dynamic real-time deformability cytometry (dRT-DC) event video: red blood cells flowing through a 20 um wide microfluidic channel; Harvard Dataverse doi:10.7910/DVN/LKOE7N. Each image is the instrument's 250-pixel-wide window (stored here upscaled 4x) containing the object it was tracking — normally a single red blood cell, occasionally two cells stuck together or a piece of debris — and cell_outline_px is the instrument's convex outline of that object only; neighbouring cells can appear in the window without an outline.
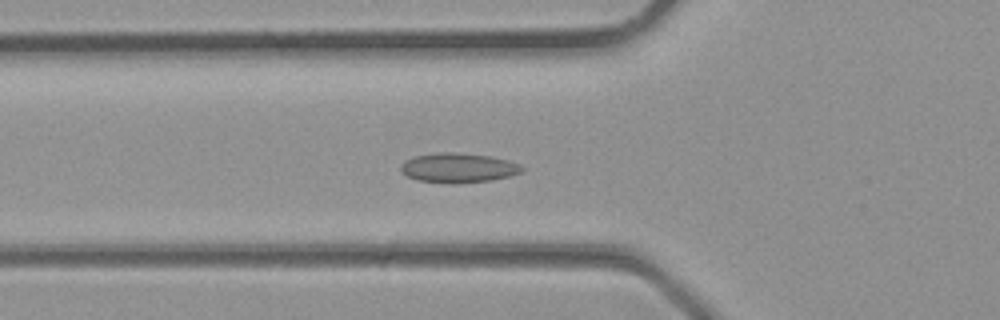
{"species": "common noctule bat (a hibernating species)", "species_latin": "Nyctalus noctula", "temperature_condition": "room temperature", "stored_images_in_passage": 32, "camera_frame_rate_fps": 3000, "um_per_image_px": 0.085, "animal": {"sex": "male", "body_mass_g": 23.1, "forearm_length_mm": 52.7}, "frame": {"image": 1, "passage_image": 9, "time_ms": 2.667, "image_size_px": [1000, 320], "cell_outline_px": [[524, 168], [520, 172], [508, 176], [492, 180], [456, 184], [452, 184], [416, 180], [400, 172], [400, 164], [404, 160], [412, 156], [436, 152], [456, 152], [492, 156], [508, 160], [520, 164]], "centroid_in_image_um": [38.9, 14.26], "position_along_channel_um": 86.9, "area_um2": 21.27}}
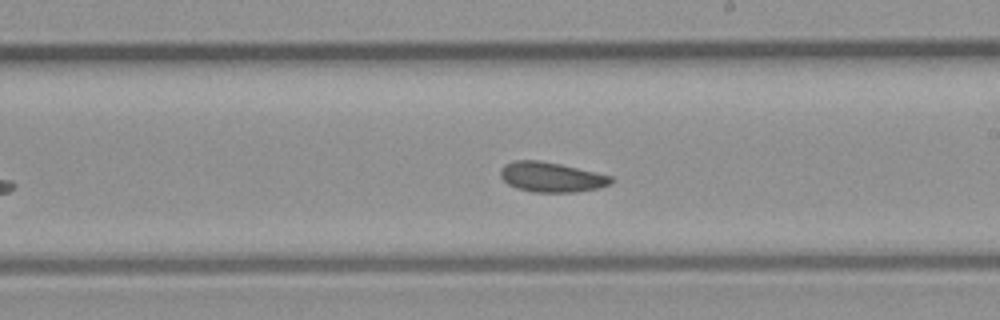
{"frame": {"image": 2, "passage_image": 17, "time_ms": 5.333, "image_size_px": [1000, 320], "cell_outline_px": [[612, 180], [608, 184], [596, 188], [576, 192], [532, 192], [516, 188], [508, 184], [500, 176], [500, 168], [504, 164], [516, 160], [540, 160], [560, 164], [612, 176]], "centroid_in_image_um": [46.8, 15.05], "position_along_channel_um": 242.2, "area_um2": 19.13}}
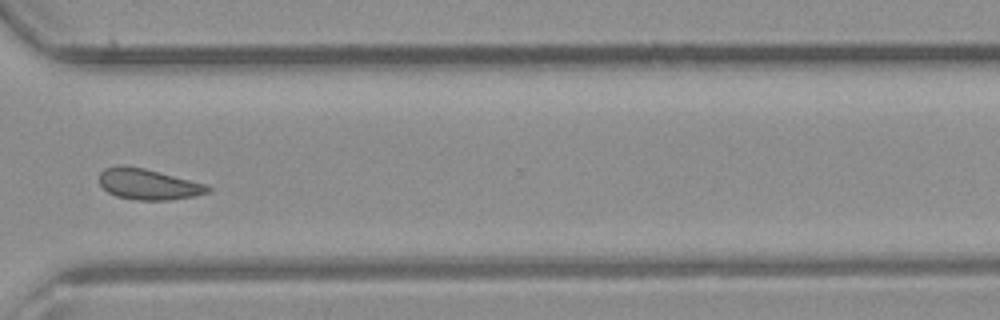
{"frame": {"image": 3, "passage_image": 23, "time_ms": 7.333, "image_size_px": [1000, 320], "cell_outline_px": [[212, 188], [208, 192], [192, 196], [172, 200], [136, 200], [116, 196], [108, 192], [100, 184], [100, 172], [104, 168], [116, 164], [124, 164], [144, 168], [208, 184]], "centroid_in_image_um": [12.59, 15.64], "position_along_channel_um": 358.0, "area_um2": 19.71}}